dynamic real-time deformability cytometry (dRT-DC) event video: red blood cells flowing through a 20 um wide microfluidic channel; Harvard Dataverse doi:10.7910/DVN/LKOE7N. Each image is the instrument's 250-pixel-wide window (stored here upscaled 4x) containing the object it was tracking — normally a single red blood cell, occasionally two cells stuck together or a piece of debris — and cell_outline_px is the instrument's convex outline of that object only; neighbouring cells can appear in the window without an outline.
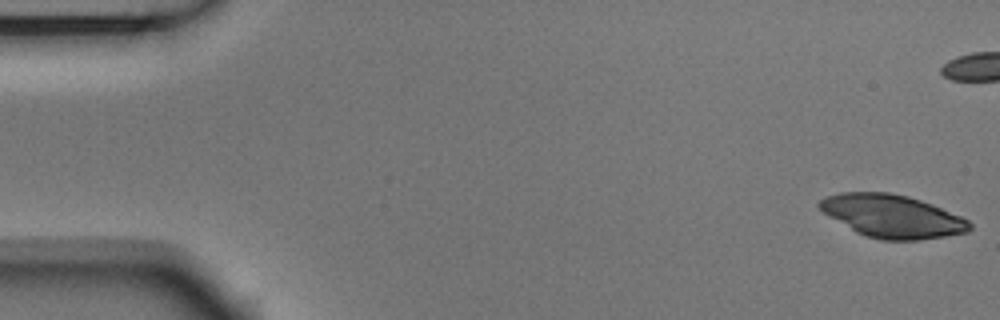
{"species": "Egyptian fruit bat (a non-hibernating species)", "species_latin": "Rousettus aegyptiacus", "temperature_condition": "room temperature", "stored_images_in_passage": 6, "segment_of_instrument_passage": [1, 2], "camera_frame_rate_fps": 3000, "um_per_image_px": 0.085, "animal": {"sex": "male"}, "frame": {"image": 1, "passage_image": 1, "time_ms": 0.0, "image_size_px": [1000, 320], "cell_outline_px": [[972, 228], [968, 232], [944, 236], [916, 240], [884, 240], [868, 236], [856, 232], [824, 212], [816, 204], [820, 200], [828, 196], [840, 192], [888, 192], [908, 196], [932, 204], [960, 216], [968, 220], [972, 224]], "centroid_in_image_um": [75.86, 18.37], "position_along_channel_um": 9.1, "area_um2": 37.11}}